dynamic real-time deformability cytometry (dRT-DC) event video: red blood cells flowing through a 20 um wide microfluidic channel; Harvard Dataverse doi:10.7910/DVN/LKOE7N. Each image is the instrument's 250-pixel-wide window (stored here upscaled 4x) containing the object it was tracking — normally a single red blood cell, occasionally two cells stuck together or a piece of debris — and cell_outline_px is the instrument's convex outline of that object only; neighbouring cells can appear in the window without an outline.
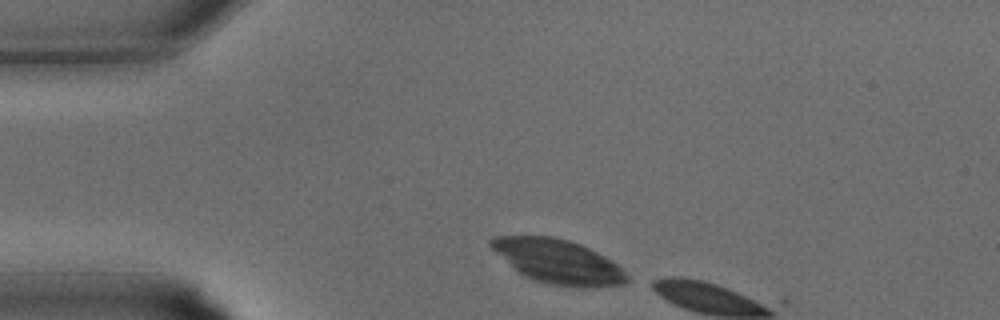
{"species": "common noctule bat (a hibernating species)", "species_latin": "Nyctalus noctula", "temperature_condition": "warm", "stored_images_in_passage": 2, "camera_frame_rate_fps": 3000, "um_per_image_px": 0.085, "animal": {"sex": "male", "body_mass_g": 15.6}, "frame": {"image": 1, "passage_image": 1, "time_ms": 0.0, "image_size_px": [1000, 320], "cell_outline_px": [[632, 280], [624, 284], [596, 288], [576, 288], [548, 284], [532, 280], [524, 276], [496, 252], [488, 244], [488, 240], [496, 236], [552, 236], [568, 240], [580, 244], [604, 256], [616, 264]], "centroid_in_image_um": [47.46, 22.25], "position_along_channel_um": 37.5, "area_um2": 34.97}}